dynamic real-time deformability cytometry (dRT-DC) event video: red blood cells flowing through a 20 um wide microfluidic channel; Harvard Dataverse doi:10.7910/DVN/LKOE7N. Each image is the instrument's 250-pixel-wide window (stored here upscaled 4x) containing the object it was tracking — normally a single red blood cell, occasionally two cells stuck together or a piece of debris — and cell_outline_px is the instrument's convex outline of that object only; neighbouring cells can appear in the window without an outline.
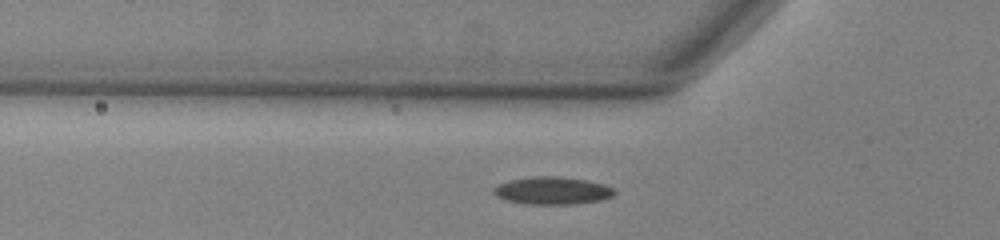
{"species": "common noctule bat (a hibernating species)", "species_latin": "Nyctalus noctula", "temperature_condition": "warm", "stored_images_in_passage": 39, "camera_frame_rate_fps": 3000, "um_per_image_px": 0.085, "animal": {"sex": "male", "body_mass_g": 13.0, "forearm_length_mm": 53.1}, "frame": {"image": 1, "passage_image": 8, "time_ms": 2.333, "image_size_px": [1000, 240], "cell_outline_px": [[616, 192], [612, 196], [600, 200], [576, 204], [528, 204], [508, 200], [496, 196], [492, 192], [492, 188], [508, 180], [532, 176], [560, 176], [588, 180], [604, 184], [612, 188]], "centroid_in_image_um": [46.95, 16.19], "position_along_channel_um": 78.9, "area_um2": 19.48}}
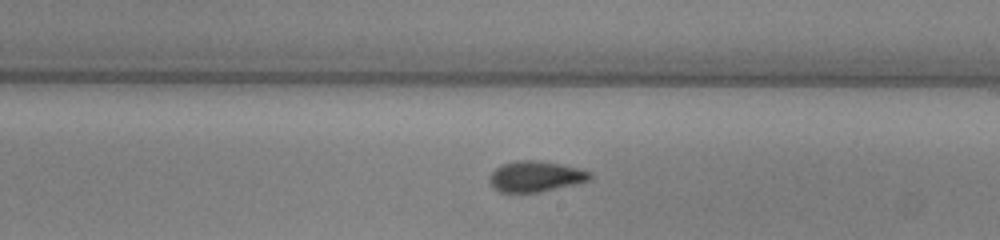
{"frame": {"image": 2, "passage_image": 21, "time_ms": 6.667, "image_size_px": [1000, 240], "cell_outline_px": [[592, 176], [588, 180], [576, 184], [540, 192], [500, 192], [492, 188], [488, 180], [488, 176], [496, 168], [504, 164], [516, 160], [536, 160], [560, 164], [592, 172]], "centroid_in_image_um": [45.49, 15.0], "position_along_channel_um": 243.5, "area_um2": 17.98}}
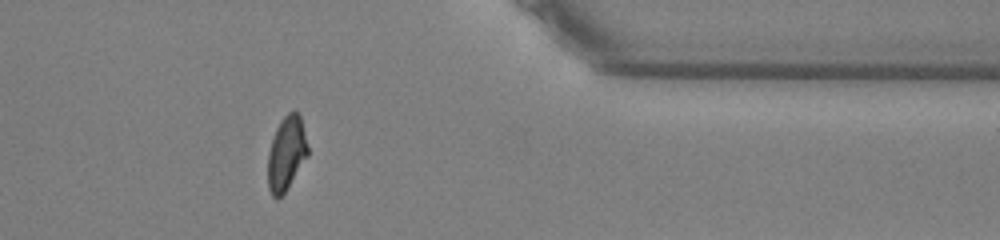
{"frame": {"image": 3, "passage_image": 34, "time_ms": 11.0, "image_size_px": [1000, 240], "cell_outline_px": [[308, 156], [284, 192], [276, 200], [272, 196], [268, 188], [268, 152], [276, 128], [280, 120], [288, 112], [296, 112], [300, 116], [308, 148]], "centroid_in_image_um": [24.33, 13.05], "position_along_channel_um": 387.1, "area_um2": 16.99}}